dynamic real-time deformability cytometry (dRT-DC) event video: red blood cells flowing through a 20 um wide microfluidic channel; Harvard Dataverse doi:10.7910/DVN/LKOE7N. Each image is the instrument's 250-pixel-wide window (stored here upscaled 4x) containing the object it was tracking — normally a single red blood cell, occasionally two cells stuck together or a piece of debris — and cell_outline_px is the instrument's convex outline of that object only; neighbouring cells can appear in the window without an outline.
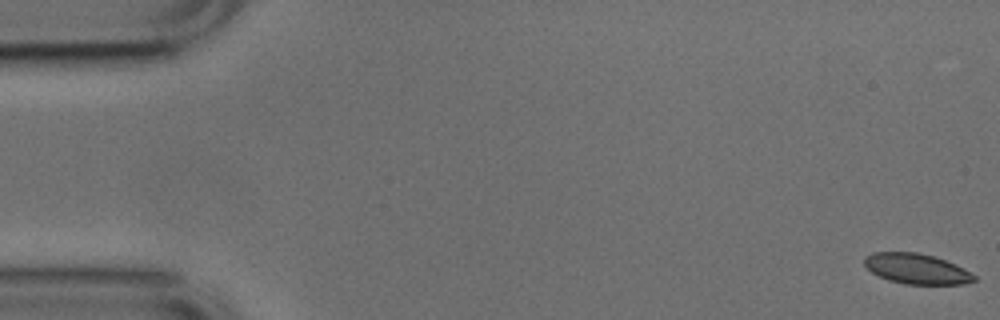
{"species": "common noctule bat (a hibernating species)", "species_latin": "Nyctalus noctula", "temperature_condition": "cold", "stored_images_in_passage": 53, "camera_frame_rate_fps": 3000, "um_per_image_px": 0.085, "animal": {"sex": "male", "body_mass_g": 17.9, "forearm_length_mm": 54.2}, "frame": {"image": 1, "passage_image": 1, "time_ms": 0.0, "image_size_px": [1000, 320], "cell_outline_px": [[976, 280], [964, 284], [904, 284], [888, 280], [872, 272], [864, 264], [864, 256], [872, 252], [916, 252], [932, 256], [944, 260], [964, 268], [976, 276]], "centroid_in_image_um": [77.89, 22.85], "position_along_channel_um": 7.1, "area_um2": 19.31}}
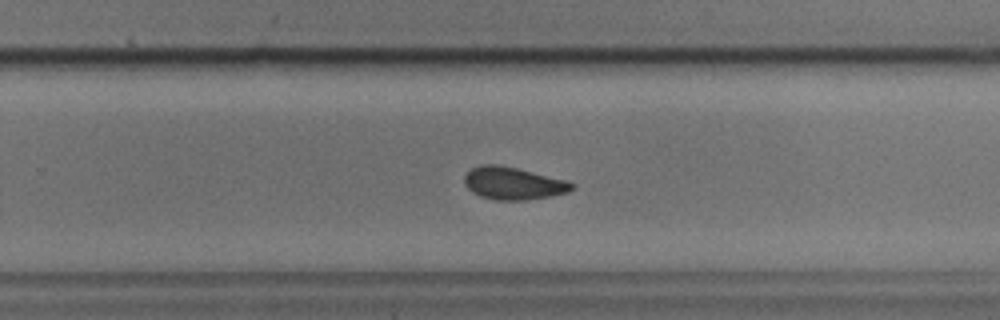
{"frame": {"image": 2, "passage_image": 34, "time_ms": 11.0, "image_size_px": [1000, 320], "cell_outline_px": [[576, 188], [568, 192], [552, 196], [528, 200], [496, 200], [480, 196], [472, 192], [464, 184], [464, 176], [472, 168], [480, 164], [496, 164], [516, 168], [568, 180], [576, 184]], "centroid_in_image_um": [43.66, 15.59], "position_along_channel_um": 286.1, "area_um2": 20.58}}
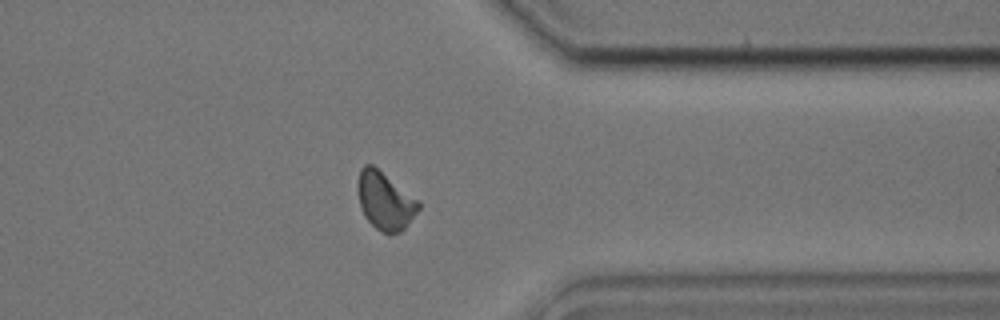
{"frame": {"image": 3, "passage_image": 42, "time_ms": 13.667, "image_size_px": [1000, 320], "cell_outline_px": [[420, 208], [404, 228], [400, 232], [388, 236], [380, 232], [364, 216], [360, 208], [360, 168], [364, 164], [372, 164], [420, 200]], "centroid_in_image_um": [32.77, 17.1], "position_along_channel_um": 378.6, "area_um2": 20.29}, "authors_computed_cell_mechanics": {"area_um2": 20.2878, "velocity_mm_per_s": 3.7545, "shape_relaxation_time_tau1_ms": 4.9533, "shape_relaxation_time_tau2_ms": 2.7306, "deformation_change_tau1": 0.1164, "deformation_change_tau2": 0.0902}}